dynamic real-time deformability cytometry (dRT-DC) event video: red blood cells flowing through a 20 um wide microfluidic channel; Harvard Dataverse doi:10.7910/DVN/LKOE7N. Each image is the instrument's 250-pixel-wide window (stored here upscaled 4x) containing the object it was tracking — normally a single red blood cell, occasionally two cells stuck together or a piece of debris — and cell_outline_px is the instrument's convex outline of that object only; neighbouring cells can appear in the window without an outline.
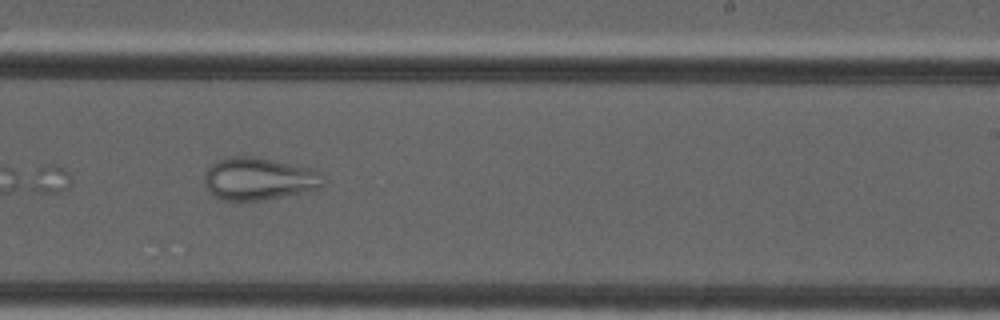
{"species": "common noctule bat (a hibernating species)", "species_latin": "Nyctalus noctula", "temperature_condition": "cold", "stored_images_in_passage": 10, "camera_frame_rate_fps": 3000, "um_per_image_px": 0.085, "animal": {"sex": "male", "forearm_length_mm": 52.5}, "frame": {"image": 1, "passage_image": 9, "time_ms": 9.333, "image_size_px": [1000, 320], "cell_outline_px": [[324, 184], [320, 188], [260, 200], [224, 200], [216, 196], [204, 184], [204, 176], [208, 168], [216, 160], [232, 156], [252, 156], [316, 168], [324, 176]], "centroid_in_image_um": [22.03, 15.17], "position_along_channel_um": 267.0, "area_um2": 29.3}}